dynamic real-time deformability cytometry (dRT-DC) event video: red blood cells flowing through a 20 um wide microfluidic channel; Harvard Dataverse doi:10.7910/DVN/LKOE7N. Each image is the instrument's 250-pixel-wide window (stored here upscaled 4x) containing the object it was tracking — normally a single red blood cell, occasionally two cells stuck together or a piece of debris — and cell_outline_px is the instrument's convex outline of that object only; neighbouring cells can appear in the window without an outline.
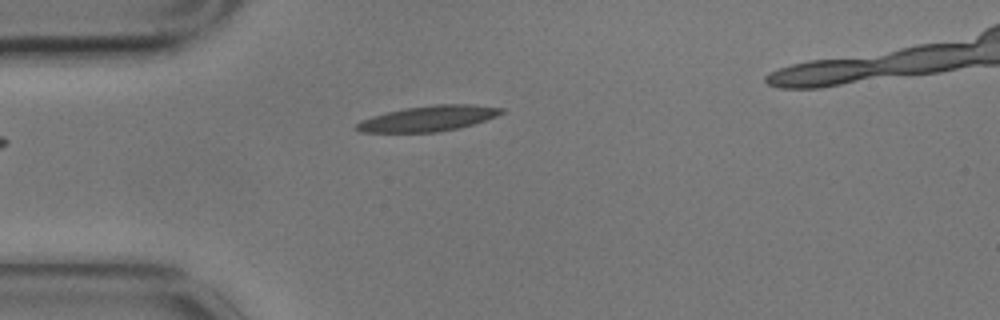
{"species": "common noctule bat (a hibernating species)", "species_latin": "Nyctalus noctula", "temperature_condition": "cold", "stored_images_in_passage": 5, "camera_frame_rate_fps": 3000, "um_per_image_px": 0.085, "animal": {"sex": "male", "body_mass_g": 17.9}, "frame": {"image": 1, "passage_image": 5, "time_ms": 1.333, "image_size_px": [1000, 320], "cell_outline_px": [[504, 112], [496, 116], [460, 128], [436, 132], [360, 132], [352, 128], [360, 120], [372, 116], [404, 108], [436, 104], [472, 104], [504, 108]], "centroid_in_image_um": [36.38, 10.07], "position_along_channel_um": 48.6, "area_um2": 21.5}}